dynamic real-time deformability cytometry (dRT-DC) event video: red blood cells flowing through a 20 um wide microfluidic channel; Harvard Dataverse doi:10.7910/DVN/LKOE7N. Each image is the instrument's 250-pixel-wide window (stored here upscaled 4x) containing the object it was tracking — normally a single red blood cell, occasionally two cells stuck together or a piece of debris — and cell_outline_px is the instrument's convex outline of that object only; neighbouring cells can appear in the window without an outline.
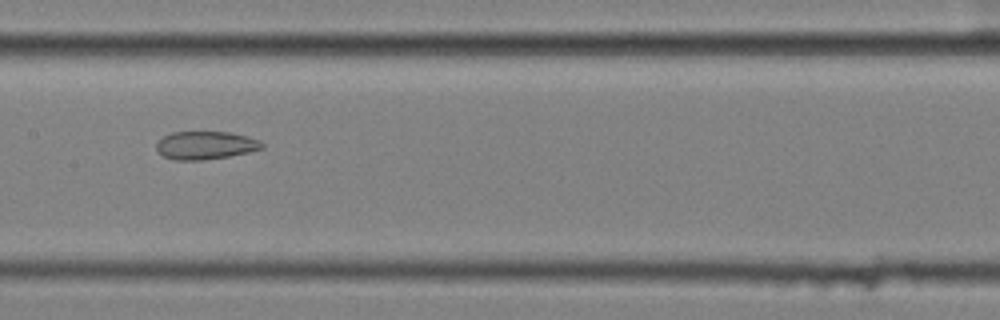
{"species": "common noctule bat (a hibernating species)", "species_latin": "Nyctalus noctula", "temperature_condition": "cold", "stored_images_in_passage": 8, "camera_frame_rate_fps": 3000, "um_per_image_px": 0.085, "animal": {"sex": "female", "body_mass_g": 25.1}, "frame": {"image": 1, "passage_image": 5, "time_ms": 1.333, "image_size_px": [1000, 320], "cell_outline_px": [[264, 148], [248, 152], [228, 156], [204, 160], [176, 160], [164, 156], [156, 148], [156, 144], [164, 136], [172, 132], [232, 132], [260, 140], [264, 144]], "centroid_in_image_um": [17.5, 12.34], "position_along_channel_um": 189.9, "area_um2": 17.17}}
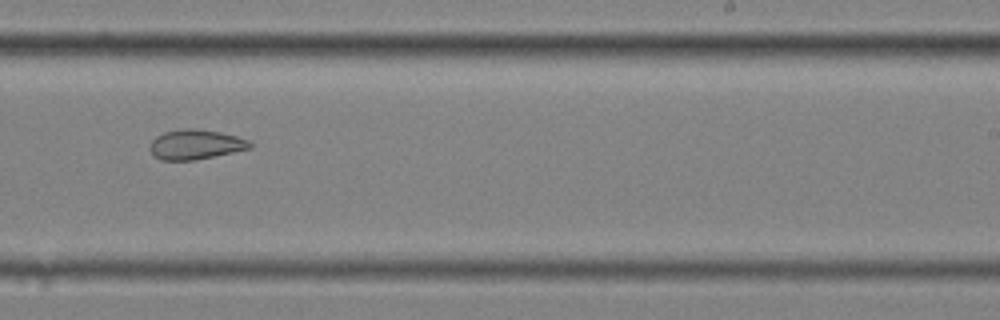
{"frame": {"image": 2, "passage_image": 7, "time_ms": 2.0, "image_size_px": [1000, 320], "cell_outline_px": [[252, 148], [192, 160], [160, 160], [148, 148], [152, 140], [156, 136], [164, 132], [184, 128], [192, 128], [220, 132], [236, 136], [248, 140], [252, 144]], "centroid_in_image_um": [16.6, 12.27], "position_along_channel_um": 272.4, "area_um2": 17.17}}
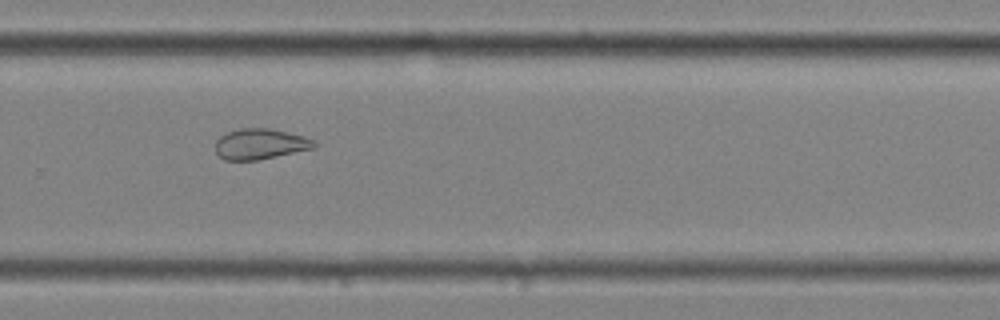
{"frame": {"image": 3, "passage_image": 8, "time_ms": 2.333, "image_size_px": [1000, 320], "cell_outline_px": [[316, 148], [256, 160], [224, 160], [216, 152], [216, 140], [220, 136], [228, 132], [240, 128], [268, 128], [304, 136], [316, 140]], "centroid_in_image_um": [22.14, 12.24], "position_along_channel_um": 307.7, "area_um2": 17.57}}